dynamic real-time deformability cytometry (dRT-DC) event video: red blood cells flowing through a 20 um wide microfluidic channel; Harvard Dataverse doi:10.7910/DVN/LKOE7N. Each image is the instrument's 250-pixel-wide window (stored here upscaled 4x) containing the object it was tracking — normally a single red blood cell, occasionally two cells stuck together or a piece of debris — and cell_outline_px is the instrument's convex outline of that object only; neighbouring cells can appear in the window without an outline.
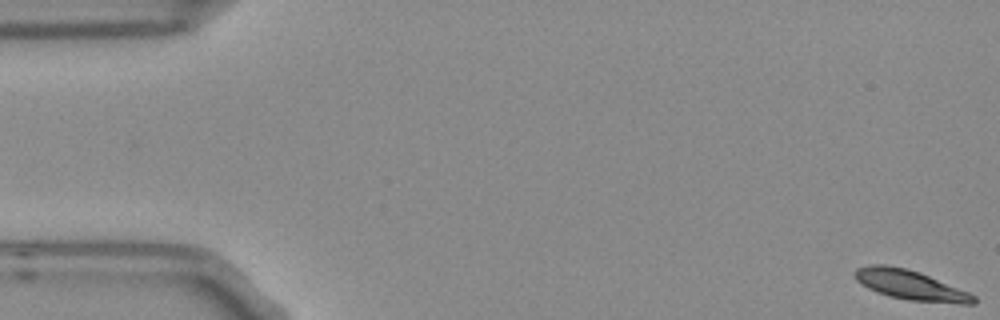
{"species": "Egyptian fruit bat (a non-hibernating species)", "species_latin": "Rousettus aegyptiacus", "temperature_condition": "room temperature", "stored_images_in_passage": 5, "camera_frame_rate_fps": 3000, "um_per_image_px": 0.085, "frame": {"image": 1, "passage_image": 1, "time_ms": 0.0, "image_size_px": [1000, 320], "cell_outline_px": [[976, 304], [960, 304], [908, 300], [888, 296], [876, 292], [868, 288], [856, 280], [852, 272], [856, 268], [872, 264], [884, 264], [904, 268], [920, 272], [968, 292], [976, 296]], "centroid_in_image_um": [77.36, 24.23], "position_along_channel_um": 7.6, "area_um2": 20.63}}